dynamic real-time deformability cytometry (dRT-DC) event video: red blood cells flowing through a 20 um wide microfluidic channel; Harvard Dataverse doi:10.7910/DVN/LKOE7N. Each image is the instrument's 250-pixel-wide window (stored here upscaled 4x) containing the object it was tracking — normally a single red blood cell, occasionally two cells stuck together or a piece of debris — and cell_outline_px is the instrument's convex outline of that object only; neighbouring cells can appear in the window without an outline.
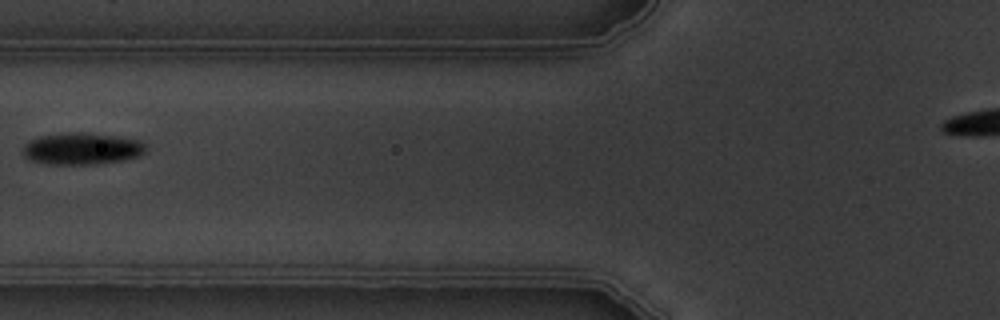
{"species": "common noctule bat (a hibernating species)", "species_latin": "Nyctalus noctula", "temperature_condition": "warm", "stored_images_in_passage": 4, "camera_frame_rate_fps": 3000, "um_per_image_px": 0.085, "animal": {"sex": "male", "body_mass_g": 19.5, "forearm_length_mm": 54.6}, "frame": {"image": 1, "passage_image": 4, "time_ms": 4.333, "image_size_px": [1000, 320], "cell_outline_px": [[144, 152], [140, 156], [124, 160], [96, 164], [48, 164], [28, 160], [24, 156], [24, 144], [28, 140], [40, 136], [64, 132], [84, 132], [116, 136], [140, 140], [144, 144]], "centroid_in_image_um": [6.93, 12.63], "position_along_channel_um": 118.9, "area_um2": 22.95}}